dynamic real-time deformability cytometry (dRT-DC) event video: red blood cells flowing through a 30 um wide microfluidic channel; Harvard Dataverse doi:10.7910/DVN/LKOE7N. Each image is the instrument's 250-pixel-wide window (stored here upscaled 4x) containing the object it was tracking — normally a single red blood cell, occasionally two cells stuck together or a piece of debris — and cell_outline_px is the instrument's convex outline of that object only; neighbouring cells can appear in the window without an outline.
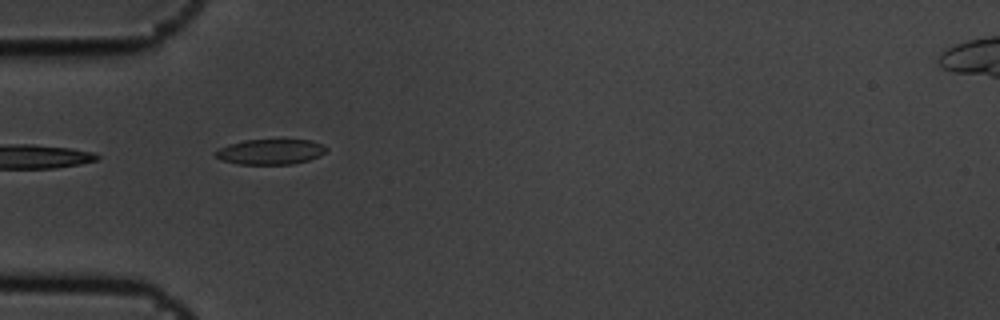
{"species": "common noctule bat (a hibernating species)", "species_latin": "Nyctalus noctula", "temperature_condition": "cold", "stored_images_in_passage": 4, "camera_frame_rate_fps": 3000, "um_per_image_px": 0.085, "animal": {"sex": "male", "body_mass_g": 19.5, "forearm_length_mm": 54.6}, "frame": {"image": 1, "passage_image": 3, "time_ms": 0.667, "image_size_px": [1000, 320], "cell_outline_px": [[328, 148], [320, 156], [308, 160], [292, 164], [236, 164], [224, 160], [216, 156], [212, 152], [228, 144], [244, 140], [312, 140], [324, 144]], "centroid_in_image_um": [23.0, 12.89], "position_along_channel_um": 62.0, "area_um2": 16.36}}